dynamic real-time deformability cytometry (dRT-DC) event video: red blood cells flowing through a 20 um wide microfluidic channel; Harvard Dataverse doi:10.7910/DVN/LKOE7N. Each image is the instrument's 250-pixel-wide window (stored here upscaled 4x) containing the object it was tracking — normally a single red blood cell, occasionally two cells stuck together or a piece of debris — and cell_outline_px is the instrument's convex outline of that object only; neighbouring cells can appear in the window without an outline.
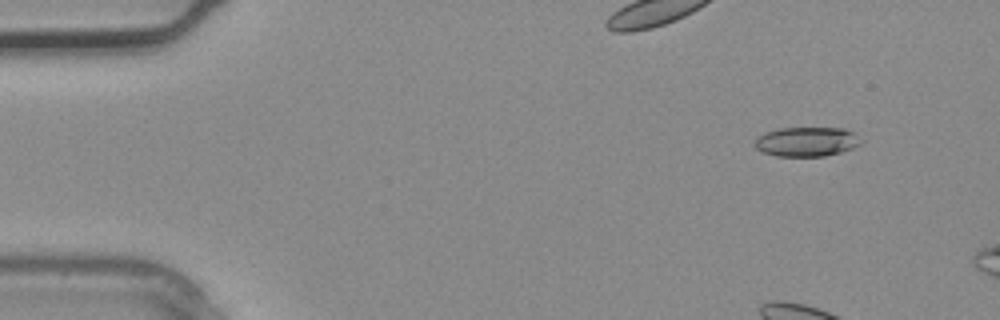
{"species": "common noctule bat (a hibernating species)", "species_latin": "Nyctalus noctula", "temperature_condition": "warm", "stored_images_in_passage": 3, "camera_frame_rate_fps": 3000, "um_per_image_px": 0.085, "animal": {"sex": "male", "body_mass_g": 20.4}, "frame": {"image": 1, "passage_image": 1, "time_ms": 0.0, "image_size_px": [1000, 320], "cell_outline_px": [[864, 140], [860, 144], [852, 148], [840, 152], [824, 156], [776, 156], [764, 152], [756, 148], [752, 144], [756, 136], [764, 132], [780, 128], [844, 128], [856, 132]], "centroid_in_image_um": [68.57, 12.03], "position_along_channel_um": 16.4, "area_um2": 18.55}}